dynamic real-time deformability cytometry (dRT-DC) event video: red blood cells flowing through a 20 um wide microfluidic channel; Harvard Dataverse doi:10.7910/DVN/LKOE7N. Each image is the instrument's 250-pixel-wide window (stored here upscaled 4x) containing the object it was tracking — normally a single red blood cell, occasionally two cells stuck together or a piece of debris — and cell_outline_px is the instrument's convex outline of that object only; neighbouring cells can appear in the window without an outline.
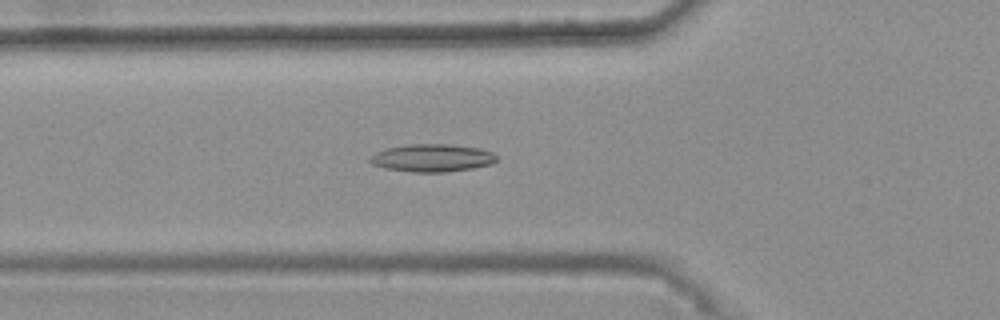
{"species": "common noctule bat (a hibernating species)", "species_latin": "Nyctalus noctula", "temperature_condition": "warm", "stored_images_in_passage": 46, "camera_frame_rate_fps": 3000, "um_per_image_px": 0.085, "animal": {"sex": "female", "body_mass_g": 25.1}, "frame": {"image": 1, "passage_image": 18, "time_ms": 5.667, "image_size_px": [1000, 320], "cell_outline_px": [[496, 160], [492, 164], [472, 168], [444, 172], [412, 172], [384, 168], [372, 164], [368, 160], [376, 152], [384, 148], [408, 144], [452, 144], [480, 148], [492, 152], [496, 156]], "centroid_in_image_um": [36.72, 13.42], "position_along_channel_um": 89.1, "area_um2": 20.52}}
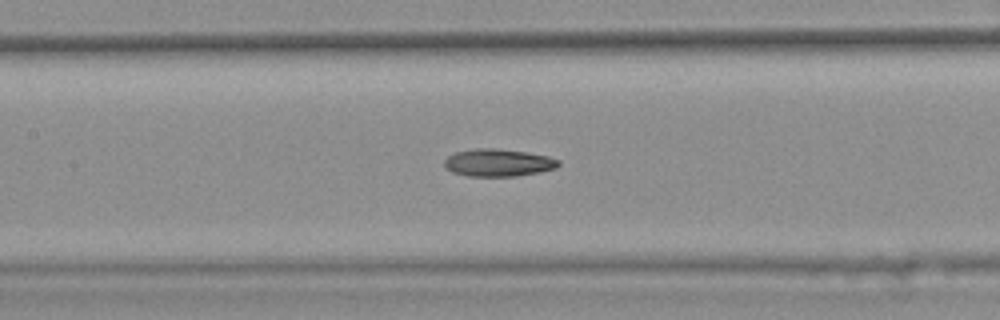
{"frame": {"image": 2, "passage_image": 24, "time_ms": 7.667, "image_size_px": [1000, 320], "cell_outline_px": [[560, 164], [556, 168], [516, 176], [468, 176], [452, 172], [444, 168], [444, 160], [448, 156], [456, 152], [476, 148], [492, 148], [524, 152], [548, 156], [560, 160]], "centroid_in_image_um": [42.31, 13.83], "position_along_channel_um": 165.1, "area_um2": 18.15}}
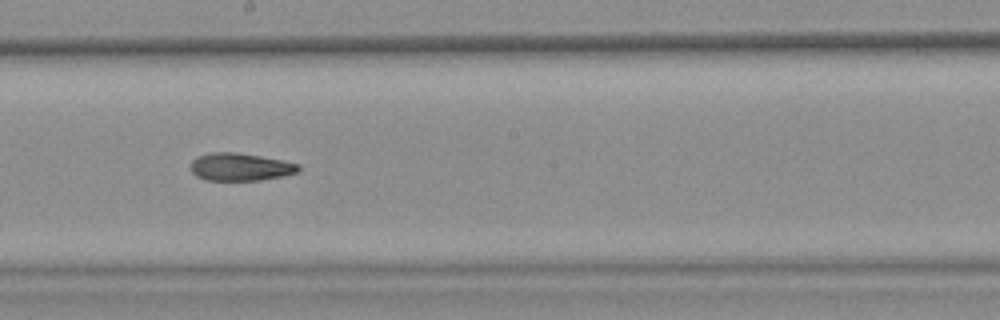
{"frame": {"image": 3, "passage_image": 29, "time_ms": 9.333, "image_size_px": [1000, 320], "cell_outline_px": [[300, 168], [296, 172], [280, 176], [260, 180], [208, 180], [196, 176], [192, 172], [192, 160], [196, 156], [212, 152], [236, 152], [284, 160], [300, 164]], "centroid_in_image_um": [20.42, 14.17], "position_along_channel_um": 227.8, "area_um2": 17.28}, "authors_computed_cell_mechanics": {"area_um2": 18.1203, "velocity_mm_per_s": 3.7733, "shape_relaxation_time_tau1_ms": null, "shape_relaxation_time_tau2_ms": 5.1904, "deformation_change_tau1": null, "deformation_change_tau2": 0.1394}}